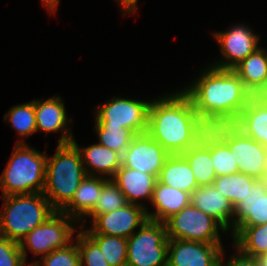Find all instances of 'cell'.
Returning <instances> with one entry per match:
<instances>
[{"label": "cell", "mask_w": 267, "mask_h": 266, "mask_svg": "<svg viewBox=\"0 0 267 266\" xmlns=\"http://www.w3.org/2000/svg\"><path fill=\"white\" fill-rule=\"evenodd\" d=\"M18 242L0 235V266H26Z\"/></svg>", "instance_id": "d590c367"}, {"label": "cell", "mask_w": 267, "mask_h": 266, "mask_svg": "<svg viewBox=\"0 0 267 266\" xmlns=\"http://www.w3.org/2000/svg\"><path fill=\"white\" fill-rule=\"evenodd\" d=\"M168 245L165 223L148 219L127 239L126 266H167Z\"/></svg>", "instance_id": "8992f818"}, {"label": "cell", "mask_w": 267, "mask_h": 266, "mask_svg": "<svg viewBox=\"0 0 267 266\" xmlns=\"http://www.w3.org/2000/svg\"><path fill=\"white\" fill-rule=\"evenodd\" d=\"M151 100L112 97L95 108L94 126H122L136 135L147 133Z\"/></svg>", "instance_id": "30bf717a"}, {"label": "cell", "mask_w": 267, "mask_h": 266, "mask_svg": "<svg viewBox=\"0 0 267 266\" xmlns=\"http://www.w3.org/2000/svg\"><path fill=\"white\" fill-rule=\"evenodd\" d=\"M74 237L80 254L81 266H109L99 246L79 228Z\"/></svg>", "instance_id": "836d02e7"}, {"label": "cell", "mask_w": 267, "mask_h": 266, "mask_svg": "<svg viewBox=\"0 0 267 266\" xmlns=\"http://www.w3.org/2000/svg\"><path fill=\"white\" fill-rule=\"evenodd\" d=\"M112 180L125 195L128 203L142 206L146 208V210L149 209L145 202H141V200H146V203L147 201H151L153 190L157 182L156 176L139 170L129 169L122 165L116 171Z\"/></svg>", "instance_id": "d6986e66"}, {"label": "cell", "mask_w": 267, "mask_h": 266, "mask_svg": "<svg viewBox=\"0 0 267 266\" xmlns=\"http://www.w3.org/2000/svg\"><path fill=\"white\" fill-rule=\"evenodd\" d=\"M267 223V179H258L245 198L234 207L233 230L237 226Z\"/></svg>", "instance_id": "e0dca14e"}, {"label": "cell", "mask_w": 267, "mask_h": 266, "mask_svg": "<svg viewBox=\"0 0 267 266\" xmlns=\"http://www.w3.org/2000/svg\"><path fill=\"white\" fill-rule=\"evenodd\" d=\"M233 71L247 88L267 82V48L260 47L243 59Z\"/></svg>", "instance_id": "d4e9b609"}, {"label": "cell", "mask_w": 267, "mask_h": 266, "mask_svg": "<svg viewBox=\"0 0 267 266\" xmlns=\"http://www.w3.org/2000/svg\"><path fill=\"white\" fill-rule=\"evenodd\" d=\"M188 149L226 145L242 133V112L202 114L194 112Z\"/></svg>", "instance_id": "9c48e42d"}, {"label": "cell", "mask_w": 267, "mask_h": 266, "mask_svg": "<svg viewBox=\"0 0 267 266\" xmlns=\"http://www.w3.org/2000/svg\"><path fill=\"white\" fill-rule=\"evenodd\" d=\"M258 179L244 173L217 176L213 185L230 201L233 207L245 198Z\"/></svg>", "instance_id": "4316f807"}, {"label": "cell", "mask_w": 267, "mask_h": 266, "mask_svg": "<svg viewBox=\"0 0 267 266\" xmlns=\"http://www.w3.org/2000/svg\"><path fill=\"white\" fill-rule=\"evenodd\" d=\"M86 175L77 147L73 143L57 144L54 155H47L43 194L56 211H61Z\"/></svg>", "instance_id": "3957f363"}, {"label": "cell", "mask_w": 267, "mask_h": 266, "mask_svg": "<svg viewBox=\"0 0 267 266\" xmlns=\"http://www.w3.org/2000/svg\"><path fill=\"white\" fill-rule=\"evenodd\" d=\"M41 2L50 14H55L60 4V0H41Z\"/></svg>", "instance_id": "ab89813d"}, {"label": "cell", "mask_w": 267, "mask_h": 266, "mask_svg": "<svg viewBox=\"0 0 267 266\" xmlns=\"http://www.w3.org/2000/svg\"><path fill=\"white\" fill-rule=\"evenodd\" d=\"M98 143L123 155L136 134L122 126H95Z\"/></svg>", "instance_id": "1f68e13d"}, {"label": "cell", "mask_w": 267, "mask_h": 266, "mask_svg": "<svg viewBox=\"0 0 267 266\" xmlns=\"http://www.w3.org/2000/svg\"><path fill=\"white\" fill-rule=\"evenodd\" d=\"M2 198L0 235L18 243L56 212L43 193L9 195Z\"/></svg>", "instance_id": "5b68a950"}, {"label": "cell", "mask_w": 267, "mask_h": 266, "mask_svg": "<svg viewBox=\"0 0 267 266\" xmlns=\"http://www.w3.org/2000/svg\"><path fill=\"white\" fill-rule=\"evenodd\" d=\"M194 112L182 89L151 99L147 133L170 155L183 154L190 144Z\"/></svg>", "instance_id": "6da1fadb"}, {"label": "cell", "mask_w": 267, "mask_h": 266, "mask_svg": "<svg viewBox=\"0 0 267 266\" xmlns=\"http://www.w3.org/2000/svg\"><path fill=\"white\" fill-rule=\"evenodd\" d=\"M148 220L146 208L127 203L117 210L97 215L89 228H81L86 234H104L129 238L143 223Z\"/></svg>", "instance_id": "7c38bea8"}, {"label": "cell", "mask_w": 267, "mask_h": 266, "mask_svg": "<svg viewBox=\"0 0 267 266\" xmlns=\"http://www.w3.org/2000/svg\"><path fill=\"white\" fill-rule=\"evenodd\" d=\"M230 234L233 244L242 252L254 257L267 254V223L237 226Z\"/></svg>", "instance_id": "cb8c5ba5"}, {"label": "cell", "mask_w": 267, "mask_h": 266, "mask_svg": "<svg viewBox=\"0 0 267 266\" xmlns=\"http://www.w3.org/2000/svg\"><path fill=\"white\" fill-rule=\"evenodd\" d=\"M190 203L216 219L229 233L233 231L234 207L214 185L197 187Z\"/></svg>", "instance_id": "ac0fdd59"}, {"label": "cell", "mask_w": 267, "mask_h": 266, "mask_svg": "<svg viewBox=\"0 0 267 266\" xmlns=\"http://www.w3.org/2000/svg\"><path fill=\"white\" fill-rule=\"evenodd\" d=\"M157 180L167 186L190 194L199 187L191 167L181 154L168 156Z\"/></svg>", "instance_id": "603a6c76"}, {"label": "cell", "mask_w": 267, "mask_h": 266, "mask_svg": "<svg viewBox=\"0 0 267 266\" xmlns=\"http://www.w3.org/2000/svg\"><path fill=\"white\" fill-rule=\"evenodd\" d=\"M258 266H267V254H262L256 257Z\"/></svg>", "instance_id": "60d3db41"}, {"label": "cell", "mask_w": 267, "mask_h": 266, "mask_svg": "<svg viewBox=\"0 0 267 266\" xmlns=\"http://www.w3.org/2000/svg\"><path fill=\"white\" fill-rule=\"evenodd\" d=\"M72 143L80 151L87 175L112 179L122 166V155L99 143L79 147L75 137Z\"/></svg>", "instance_id": "ffe728a7"}, {"label": "cell", "mask_w": 267, "mask_h": 266, "mask_svg": "<svg viewBox=\"0 0 267 266\" xmlns=\"http://www.w3.org/2000/svg\"><path fill=\"white\" fill-rule=\"evenodd\" d=\"M266 160H267V157H266ZM266 175H267V161H266Z\"/></svg>", "instance_id": "b9f144b4"}, {"label": "cell", "mask_w": 267, "mask_h": 266, "mask_svg": "<svg viewBox=\"0 0 267 266\" xmlns=\"http://www.w3.org/2000/svg\"><path fill=\"white\" fill-rule=\"evenodd\" d=\"M182 90L202 114L242 112L246 107L247 89L233 70L212 66L203 68L198 77Z\"/></svg>", "instance_id": "7a4b0ae2"}, {"label": "cell", "mask_w": 267, "mask_h": 266, "mask_svg": "<svg viewBox=\"0 0 267 266\" xmlns=\"http://www.w3.org/2000/svg\"><path fill=\"white\" fill-rule=\"evenodd\" d=\"M4 121L10 124L21 136L16 143H26L24 139L37 133L33 100L12 106L4 115Z\"/></svg>", "instance_id": "484cf974"}, {"label": "cell", "mask_w": 267, "mask_h": 266, "mask_svg": "<svg viewBox=\"0 0 267 266\" xmlns=\"http://www.w3.org/2000/svg\"><path fill=\"white\" fill-rule=\"evenodd\" d=\"M100 248L109 266H126L127 238L104 234H87Z\"/></svg>", "instance_id": "4dcf8cb0"}, {"label": "cell", "mask_w": 267, "mask_h": 266, "mask_svg": "<svg viewBox=\"0 0 267 266\" xmlns=\"http://www.w3.org/2000/svg\"><path fill=\"white\" fill-rule=\"evenodd\" d=\"M104 186V177L86 175L72 200L61 210L80 224L97 204Z\"/></svg>", "instance_id": "44dd1931"}, {"label": "cell", "mask_w": 267, "mask_h": 266, "mask_svg": "<svg viewBox=\"0 0 267 266\" xmlns=\"http://www.w3.org/2000/svg\"><path fill=\"white\" fill-rule=\"evenodd\" d=\"M227 145L237 162L240 173L256 179H267V147H264L243 133L238 134Z\"/></svg>", "instance_id": "2e32d148"}, {"label": "cell", "mask_w": 267, "mask_h": 266, "mask_svg": "<svg viewBox=\"0 0 267 266\" xmlns=\"http://www.w3.org/2000/svg\"><path fill=\"white\" fill-rule=\"evenodd\" d=\"M76 226L79 224L74 219L56 211L19 242L25 263L27 264V250L33 256L44 257L56 249L66 247L74 240V234L78 231Z\"/></svg>", "instance_id": "52a82bcc"}, {"label": "cell", "mask_w": 267, "mask_h": 266, "mask_svg": "<svg viewBox=\"0 0 267 266\" xmlns=\"http://www.w3.org/2000/svg\"><path fill=\"white\" fill-rule=\"evenodd\" d=\"M127 200L117 184L112 179L104 178V186L102 188L101 196L94 207V210L79 224V227L86 228L87 218L91 221L97 216L102 215L127 204Z\"/></svg>", "instance_id": "f546056e"}, {"label": "cell", "mask_w": 267, "mask_h": 266, "mask_svg": "<svg viewBox=\"0 0 267 266\" xmlns=\"http://www.w3.org/2000/svg\"><path fill=\"white\" fill-rule=\"evenodd\" d=\"M190 198V193L167 186L157 180L150 201L154 211L150 213L147 209V217L150 220L165 222L173 214L189 205Z\"/></svg>", "instance_id": "7402d4cb"}, {"label": "cell", "mask_w": 267, "mask_h": 266, "mask_svg": "<svg viewBox=\"0 0 267 266\" xmlns=\"http://www.w3.org/2000/svg\"><path fill=\"white\" fill-rule=\"evenodd\" d=\"M193 171L197 185H213L217 177L214 171L211 149H188L181 154Z\"/></svg>", "instance_id": "83f0119b"}, {"label": "cell", "mask_w": 267, "mask_h": 266, "mask_svg": "<svg viewBox=\"0 0 267 266\" xmlns=\"http://www.w3.org/2000/svg\"><path fill=\"white\" fill-rule=\"evenodd\" d=\"M242 133L267 147V106L242 110Z\"/></svg>", "instance_id": "f1b7e54d"}, {"label": "cell", "mask_w": 267, "mask_h": 266, "mask_svg": "<svg viewBox=\"0 0 267 266\" xmlns=\"http://www.w3.org/2000/svg\"><path fill=\"white\" fill-rule=\"evenodd\" d=\"M211 158L216 176L231 175L239 172L237 162L227 144L211 148Z\"/></svg>", "instance_id": "e575fe53"}, {"label": "cell", "mask_w": 267, "mask_h": 266, "mask_svg": "<svg viewBox=\"0 0 267 266\" xmlns=\"http://www.w3.org/2000/svg\"><path fill=\"white\" fill-rule=\"evenodd\" d=\"M219 44L222 58L210 66L222 69L233 70L243 59L254 53L261 46L260 35L254 33L253 29L245 24L231 25L226 31H215L212 35Z\"/></svg>", "instance_id": "8fae6325"}, {"label": "cell", "mask_w": 267, "mask_h": 266, "mask_svg": "<svg viewBox=\"0 0 267 266\" xmlns=\"http://www.w3.org/2000/svg\"><path fill=\"white\" fill-rule=\"evenodd\" d=\"M40 259V260H39ZM34 266H81L77 242L74 239L61 249H56L42 258L30 263Z\"/></svg>", "instance_id": "d6a6232c"}, {"label": "cell", "mask_w": 267, "mask_h": 266, "mask_svg": "<svg viewBox=\"0 0 267 266\" xmlns=\"http://www.w3.org/2000/svg\"><path fill=\"white\" fill-rule=\"evenodd\" d=\"M267 106V82L247 88L246 107Z\"/></svg>", "instance_id": "74e56055"}, {"label": "cell", "mask_w": 267, "mask_h": 266, "mask_svg": "<svg viewBox=\"0 0 267 266\" xmlns=\"http://www.w3.org/2000/svg\"><path fill=\"white\" fill-rule=\"evenodd\" d=\"M223 244L169 239L167 266H220Z\"/></svg>", "instance_id": "5bb4252c"}, {"label": "cell", "mask_w": 267, "mask_h": 266, "mask_svg": "<svg viewBox=\"0 0 267 266\" xmlns=\"http://www.w3.org/2000/svg\"><path fill=\"white\" fill-rule=\"evenodd\" d=\"M164 223L168 239L223 244L221 234H229L216 219L195 208L191 203Z\"/></svg>", "instance_id": "ba28073f"}, {"label": "cell", "mask_w": 267, "mask_h": 266, "mask_svg": "<svg viewBox=\"0 0 267 266\" xmlns=\"http://www.w3.org/2000/svg\"><path fill=\"white\" fill-rule=\"evenodd\" d=\"M43 152L27 143H16L0 176L2 196L43 193L46 173Z\"/></svg>", "instance_id": "277c9868"}, {"label": "cell", "mask_w": 267, "mask_h": 266, "mask_svg": "<svg viewBox=\"0 0 267 266\" xmlns=\"http://www.w3.org/2000/svg\"><path fill=\"white\" fill-rule=\"evenodd\" d=\"M235 254L231 255L228 260H224L225 258V249H223L221 257H220V266H258L256 261V257L252 255H248L242 252L238 247L232 244ZM225 261V262H224Z\"/></svg>", "instance_id": "8d00e7d4"}, {"label": "cell", "mask_w": 267, "mask_h": 266, "mask_svg": "<svg viewBox=\"0 0 267 266\" xmlns=\"http://www.w3.org/2000/svg\"><path fill=\"white\" fill-rule=\"evenodd\" d=\"M139 0H115L118 6H120L122 14H136Z\"/></svg>", "instance_id": "f35d334b"}, {"label": "cell", "mask_w": 267, "mask_h": 266, "mask_svg": "<svg viewBox=\"0 0 267 266\" xmlns=\"http://www.w3.org/2000/svg\"><path fill=\"white\" fill-rule=\"evenodd\" d=\"M36 117L37 132L48 133L60 132L57 144H70L74 138L70 123L73 121L67 117V111L63 99L58 95L46 100L33 99Z\"/></svg>", "instance_id": "9a60e30c"}, {"label": "cell", "mask_w": 267, "mask_h": 266, "mask_svg": "<svg viewBox=\"0 0 267 266\" xmlns=\"http://www.w3.org/2000/svg\"><path fill=\"white\" fill-rule=\"evenodd\" d=\"M170 154L148 133L136 135L122 155V165L158 178Z\"/></svg>", "instance_id": "4fadbf2b"}]
</instances>
